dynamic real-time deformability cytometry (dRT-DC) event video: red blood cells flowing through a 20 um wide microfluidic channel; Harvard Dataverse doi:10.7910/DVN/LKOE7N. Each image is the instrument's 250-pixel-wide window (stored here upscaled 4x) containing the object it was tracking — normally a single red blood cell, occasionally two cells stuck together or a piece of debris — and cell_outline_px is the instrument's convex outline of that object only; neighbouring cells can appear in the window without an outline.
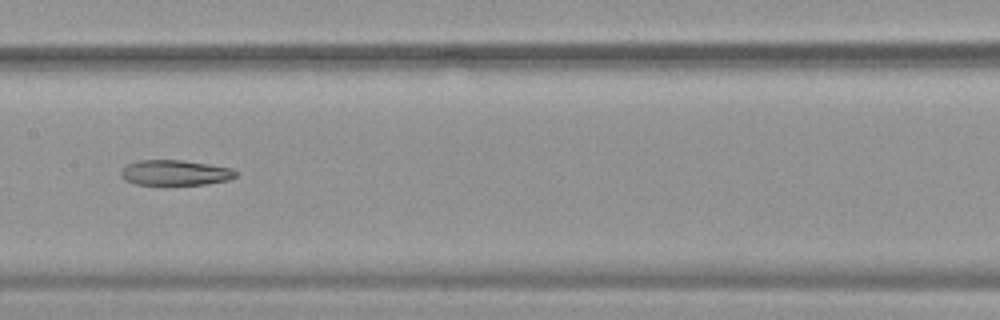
{"species": "common noctule bat (a hibernating species)", "species_latin": "Nyctalus noctula", "temperature_condition": "warm", "stored_images_in_passage": 38, "camera_frame_rate_fps": 3000, "um_per_image_px": 0.085, "animal": {"sex": "female", "body_mass_g": 19.9}, "frame": {"image": 1, "passage_image": 12, "time_ms": 3.667, "image_size_px": [1000, 320], "cell_outline_px": [[236, 176], [228, 180], [204, 184], [164, 188], [136, 184], [124, 180], [120, 176], [120, 172], [128, 164], [140, 160], [184, 160], [232, 168], [236, 172]], "centroid_in_image_um": [14.84, 14.73], "position_along_channel_um": 192.6, "area_um2": 17.74}}